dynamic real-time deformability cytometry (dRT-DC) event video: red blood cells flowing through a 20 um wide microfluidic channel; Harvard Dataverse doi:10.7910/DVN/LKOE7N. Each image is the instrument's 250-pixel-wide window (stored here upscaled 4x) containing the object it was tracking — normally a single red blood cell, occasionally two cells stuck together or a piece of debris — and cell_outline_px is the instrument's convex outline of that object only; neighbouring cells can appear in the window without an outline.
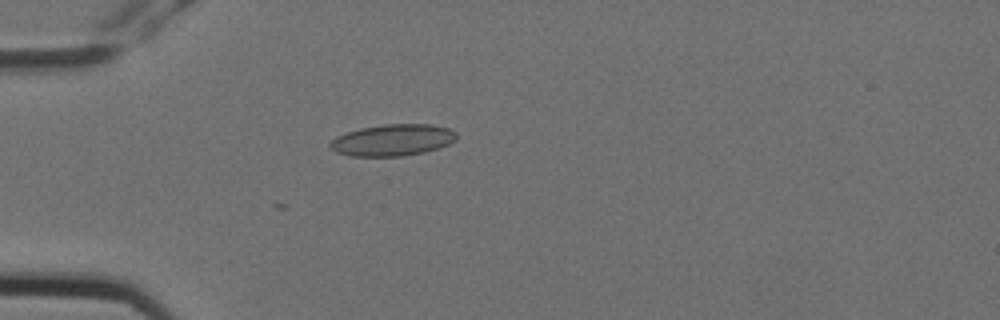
{"species": "Egyptian fruit bat (a non-hibernating species)", "species_latin": "Rousettus aegyptiacus", "temperature_condition": "cold", "stored_images_in_passage": 4, "camera_frame_rate_fps": 3000, "um_per_image_px": 0.085, "animal": {"sex": "female"}, "frame": {"image": 1, "passage_image": 4, "time_ms": 1.0, "image_size_px": [1000, 320], "cell_outline_px": [[456, 140], [448, 144], [424, 152], [400, 156], [348, 156], [336, 152], [328, 144], [336, 136], [360, 128], [384, 124], [432, 124], [448, 128], [456, 132]], "centroid_in_image_um": [33.36, 11.9], "position_along_channel_um": 51.6, "area_um2": 23.18}}